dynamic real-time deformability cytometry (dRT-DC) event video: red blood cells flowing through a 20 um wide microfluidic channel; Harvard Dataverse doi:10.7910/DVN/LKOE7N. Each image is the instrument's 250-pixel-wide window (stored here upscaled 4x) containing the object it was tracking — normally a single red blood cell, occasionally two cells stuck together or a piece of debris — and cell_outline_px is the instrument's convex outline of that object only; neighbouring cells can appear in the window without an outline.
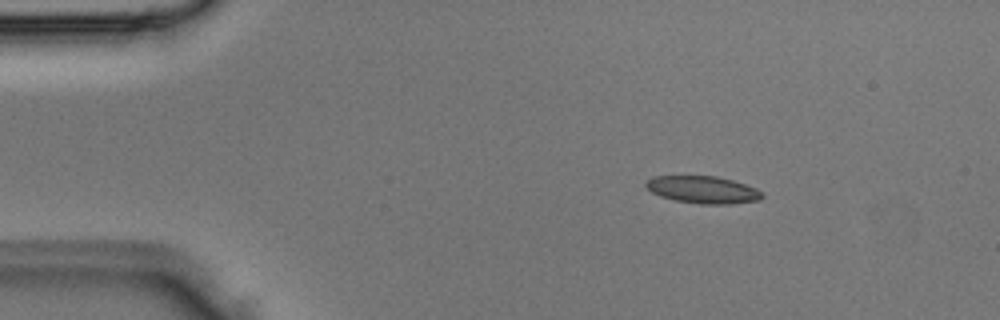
{"species": "Egyptian fruit bat (a non-hibernating species)", "species_latin": "Rousettus aegyptiacus", "temperature_condition": "room temperature", "stored_images_in_passage": 3, "camera_frame_rate_fps": 3000, "um_per_image_px": 0.085, "animal": {"sex": "male"}, "frame": {"image": 1, "passage_image": 2, "time_ms": 0.333, "image_size_px": [1000, 320], "cell_outline_px": [[764, 196], [760, 200], [732, 204], [700, 204], [676, 200], [660, 196], [652, 192], [644, 184], [652, 176], [716, 176], [732, 180], [756, 188]], "centroid_in_image_um": [59.75, 16.13], "position_along_channel_um": 25.2, "area_um2": 18.38}}